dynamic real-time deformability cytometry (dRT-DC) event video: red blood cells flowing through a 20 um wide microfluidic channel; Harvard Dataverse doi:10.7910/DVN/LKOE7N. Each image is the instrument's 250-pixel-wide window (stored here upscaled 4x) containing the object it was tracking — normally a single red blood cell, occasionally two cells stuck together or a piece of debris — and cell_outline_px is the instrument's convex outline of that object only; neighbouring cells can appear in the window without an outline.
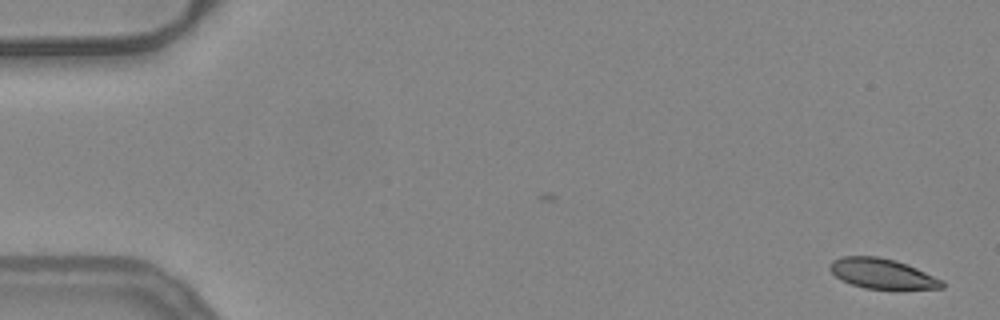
{"species": "common noctule bat (a hibernating species)", "species_latin": "Nyctalus noctula", "temperature_condition": "warm", "stored_images_in_passage": 5, "camera_frame_rate_fps": 3000, "um_per_image_px": 0.085, "animal": {"sex": "female", "body_mass_g": 24.6, "forearm_length_mm": 56.2}, "frame": {"image": 1, "passage_image": 1, "time_ms": 0.0, "image_size_px": [1000, 320], "cell_outline_px": [[944, 288], [864, 288], [840, 280], [828, 268], [828, 264], [832, 260], [844, 256], [876, 256], [896, 260], [916, 268], [944, 280]], "centroid_in_image_um": [74.95, 23.24], "position_along_channel_um": 10.1, "area_um2": 19.48}}